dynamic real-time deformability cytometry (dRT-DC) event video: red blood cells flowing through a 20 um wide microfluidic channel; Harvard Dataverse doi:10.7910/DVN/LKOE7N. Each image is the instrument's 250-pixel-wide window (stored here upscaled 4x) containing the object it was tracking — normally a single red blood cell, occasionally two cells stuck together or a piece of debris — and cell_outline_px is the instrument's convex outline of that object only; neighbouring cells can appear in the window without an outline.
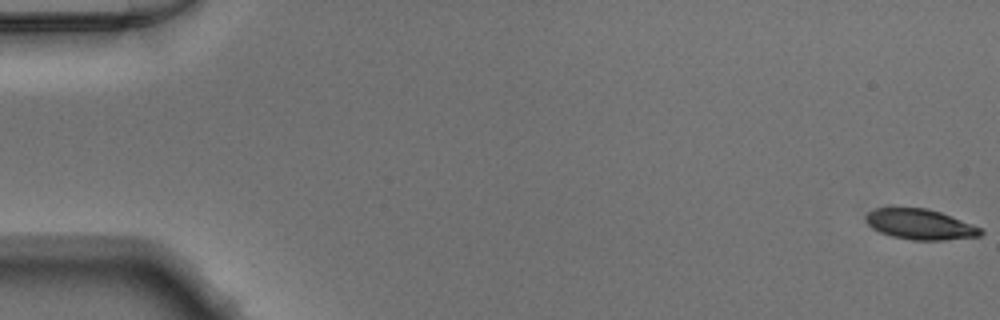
{"species": "Egyptian fruit bat (a non-hibernating species)", "species_latin": "Rousettus aegyptiacus", "temperature_condition": "warm", "stored_images_in_passage": 50, "camera_frame_rate_fps": 3000, "um_per_image_px": 0.085, "animal": {"sex": "male"}, "frame": {"image": 1, "passage_image": 1, "time_ms": 0.0, "image_size_px": [1000, 320], "cell_outline_px": [[984, 232], [980, 236], [944, 240], [912, 240], [892, 236], [880, 232], [872, 228], [868, 224], [864, 216], [868, 212], [876, 208], [928, 208], [940, 212], [980, 228]], "centroid_in_image_um": [78.18, 19.07], "position_along_channel_um": 6.8, "area_um2": 20.11}}
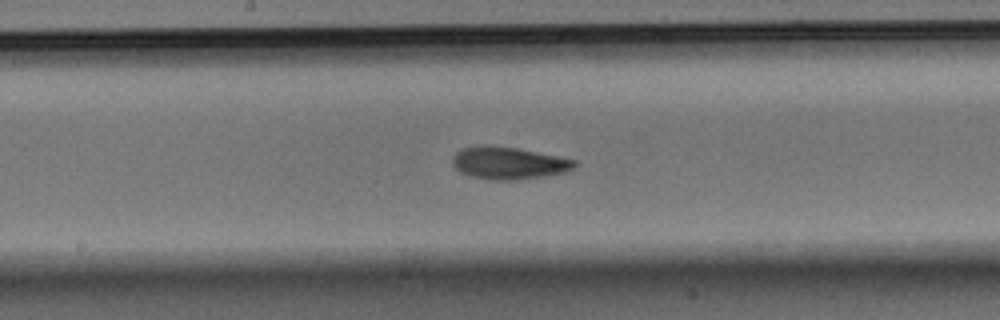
{"frame": {"image": 2, "passage_image": 27, "time_ms": 8.667, "image_size_px": [1000, 320], "cell_outline_px": [[576, 164], [572, 168], [564, 172], [544, 176], [516, 180], [492, 180], [472, 176], [460, 172], [452, 164], [452, 156], [460, 148], [516, 148], [576, 160]], "centroid_in_image_um": [43.23, 13.9], "position_along_channel_um": 205.0, "area_um2": 22.08}}
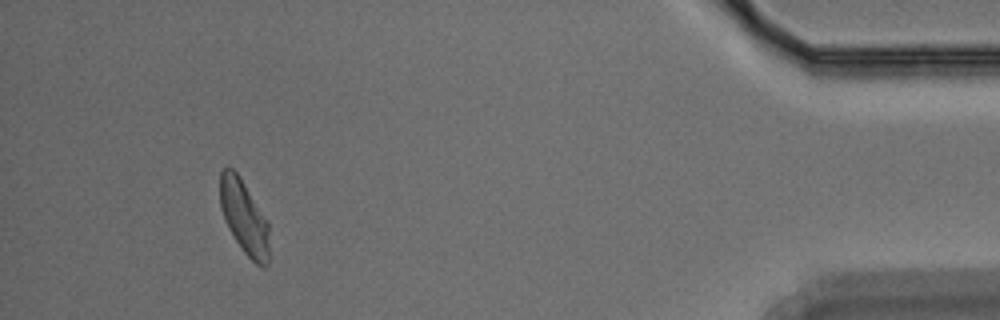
{"frame": {"image": 3, "passage_image": 47, "time_ms": 15.333, "image_size_px": [1000, 320], "cell_outline_px": [[268, 264], [264, 268], [256, 264], [244, 252], [228, 228], [224, 220], [220, 208], [220, 172], [224, 168], [232, 168], [240, 176], [268, 220]], "centroid_in_image_um": [20.74, 18.44], "position_along_channel_um": 414.5, "area_um2": 21.21}}